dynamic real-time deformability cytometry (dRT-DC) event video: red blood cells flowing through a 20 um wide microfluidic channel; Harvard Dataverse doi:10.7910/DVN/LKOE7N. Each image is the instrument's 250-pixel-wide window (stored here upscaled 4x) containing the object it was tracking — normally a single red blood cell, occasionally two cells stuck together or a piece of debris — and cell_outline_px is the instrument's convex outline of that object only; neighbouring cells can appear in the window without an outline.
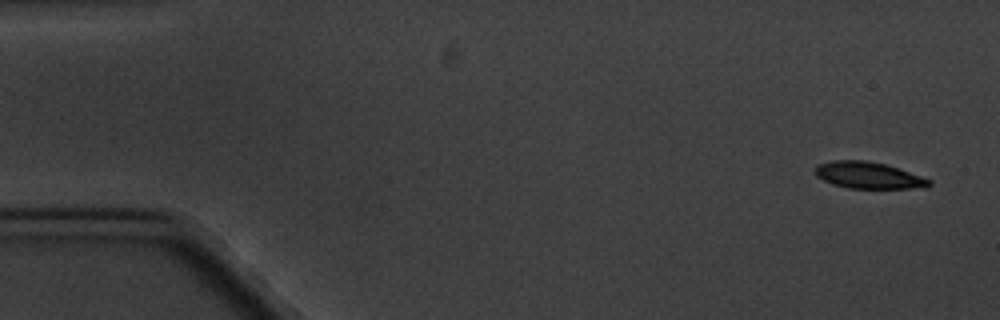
{"species": "common noctule bat (a hibernating species)", "species_latin": "Nyctalus noctula", "temperature_condition": "cold", "stored_images_in_passage": 3, "camera_frame_rate_fps": 3000, "um_per_image_px": 0.085, "animal": {"sex": "male", "body_mass_g": 20.1, "forearm_length_mm": 53.5}, "frame": {"image": 1, "passage_image": 1, "time_ms": 0.0, "image_size_px": [1000, 320], "cell_outline_px": [[932, 184], [928, 188], [848, 188], [832, 184], [816, 176], [816, 164], [832, 160], [864, 160], [884, 164], [932, 180]], "centroid_in_image_um": [73.81, 14.9], "position_along_channel_um": 11.2, "area_um2": 17.57}}